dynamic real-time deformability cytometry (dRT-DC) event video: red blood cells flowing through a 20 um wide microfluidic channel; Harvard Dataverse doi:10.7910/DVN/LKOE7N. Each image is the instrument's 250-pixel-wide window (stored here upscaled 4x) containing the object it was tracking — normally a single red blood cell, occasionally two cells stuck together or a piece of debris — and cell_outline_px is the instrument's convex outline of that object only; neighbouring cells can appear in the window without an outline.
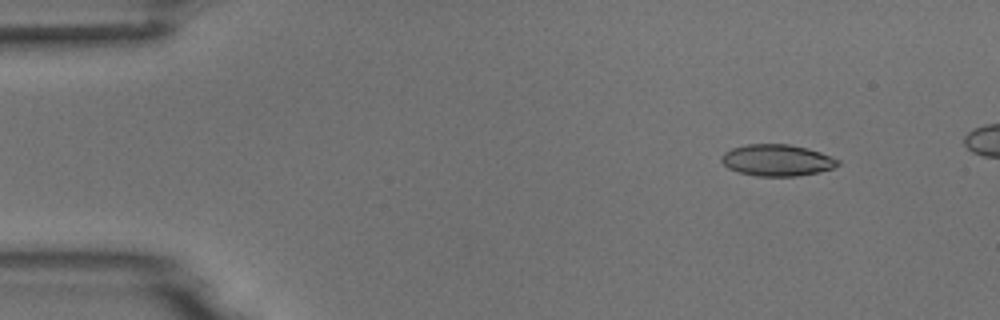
{"species": "common noctule bat (a hibernating species)", "species_latin": "Nyctalus noctula", "temperature_condition": "room temperature", "stored_images_in_passage": 5, "camera_frame_rate_fps": 3000, "um_per_image_px": 0.085, "animal": {"sex": "male", "body_mass_g": 18.8}, "frame": {"image": 1, "passage_image": 1, "time_ms": 0.0, "image_size_px": [1000, 320], "cell_outline_px": [[840, 164], [832, 168], [816, 172], [796, 176], [756, 176], [740, 172], [728, 168], [720, 160], [720, 156], [724, 152], [732, 148], [748, 144], [788, 144], [808, 148], [820, 152], [840, 160]], "centroid_in_image_um": [66.03, 13.61], "position_along_channel_um": 19.0, "area_um2": 21.33}}